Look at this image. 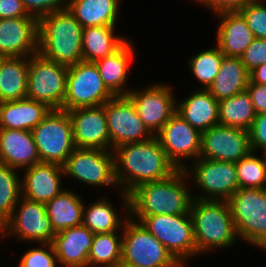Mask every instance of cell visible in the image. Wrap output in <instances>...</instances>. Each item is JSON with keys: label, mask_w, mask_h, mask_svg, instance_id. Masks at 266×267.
<instances>
[{"label": "cell", "mask_w": 266, "mask_h": 267, "mask_svg": "<svg viewBox=\"0 0 266 267\" xmlns=\"http://www.w3.org/2000/svg\"><path fill=\"white\" fill-rule=\"evenodd\" d=\"M76 148L110 150L104 104L67 111Z\"/></svg>", "instance_id": "18"}, {"label": "cell", "mask_w": 266, "mask_h": 267, "mask_svg": "<svg viewBox=\"0 0 266 267\" xmlns=\"http://www.w3.org/2000/svg\"><path fill=\"white\" fill-rule=\"evenodd\" d=\"M112 151L116 182L124 189L121 193L126 215H129V194L135 188L166 179L178 170L156 136L143 142L120 145Z\"/></svg>", "instance_id": "1"}, {"label": "cell", "mask_w": 266, "mask_h": 267, "mask_svg": "<svg viewBox=\"0 0 266 267\" xmlns=\"http://www.w3.org/2000/svg\"><path fill=\"white\" fill-rule=\"evenodd\" d=\"M249 81L250 72L241 58L224 56L219 72L207 90L220 101L246 91Z\"/></svg>", "instance_id": "27"}, {"label": "cell", "mask_w": 266, "mask_h": 267, "mask_svg": "<svg viewBox=\"0 0 266 267\" xmlns=\"http://www.w3.org/2000/svg\"><path fill=\"white\" fill-rule=\"evenodd\" d=\"M83 27L68 9L38 19V53L67 67L83 61Z\"/></svg>", "instance_id": "3"}, {"label": "cell", "mask_w": 266, "mask_h": 267, "mask_svg": "<svg viewBox=\"0 0 266 267\" xmlns=\"http://www.w3.org/2000/svg\"><path fill=\"white\" fill-rule=\"evenodd\" d=\"M196 1V0H195ZM215 14L222 11L239 10L242 6L253 0H197Z\"/></svg>", "instance_id": "45"}, {"label": "cell", "mask_w": 266, "mask_h": 267, "mask_svg": "<svg viewBox=\"0 0 266 267\" xmlns=\"http://www.w3.org/2000/svg\"><path fill=\"white\" fill-rule=\"evenodd\" d=\"M135 46L129 39L113 54L95 61L106 88L114 96H126L130 90L124 88L128 79L129 64L133 61Z\"/></svg>", "instance_id": "26"}, {"label": "cell", "mask_w": 266, "mask_h": 267, "mask_svg": "<svg viewBox=\"0 0 266 267\" xmlns=\"http://www.w3.org/2000/svg\"><path fill=\"white\" fill-rule=\"evenodd\" d=\"M262 0H253L238 11L244 16L254 38L266 39V4Z\"/></svg>", "instance_id": "38"}, {"label": "cell", "mask_w": 266, "mask_h": 267, "mask_svg": "<svg viewBox=\"0 0 266 267\" xmlns=\"http://www.w3.org/2000/svg\"><path fill=\"white\" fill-rule=\"evenodd\" d=\"M44 203L20 197L11 217L4 223L3 237L13 235L18 240L52 243L55 236Z\"/></svg>", "instance_id": "13"}, {"label": "cell", "mask_w": 266, "mask_h": 267, "mask_svg": "<svg viewBox=\"0 0 266 267\" xmlns=\"http://www.w3.org/2000/svg\"><path fill=\"white\" fill-rule=\"evenodd\" d=\"M104 109L111 151L120 145L143 142L154 136L127 96H114L104 104Z\"/></svg>", "instance_id": "14"}, {"label": "cell", "mask_w": 266, "mask_h": 267, "mask_svg": "<svg viewBox=\"0 0 266 267\" xmlns=\"http://www.w3.org/2000/svg\"><path fill=\"white\" fill-rule=\"evenodd\" d=\"M191 165L185 171L203 192L194 199L227 201L239 189L235 162L198 158Z\"/></svg>", "instance_id": "11"}, {"label": "cell", "mask_w": 266, "mask_h": 267, "mask_svg": "<svg viewBox=\"0 0 266 267\" xmlns=\"http://www.w3.org/2000/svg\"><path fill=\"white\" fill-rule=\"evenodd\" d=\"M115 26H92L83 28L82 55L83 61L95 62L117 51L128 38L116 36Z\"/></svg>", "instance_id": "30"}, {"label": "cell", "mask_w": 266, "mask_h": 267, "mask_svg": "<svg viewBox=\"0 0 266 267\" xmlns=\"http://www.w3.org/2000/svg\"><path fill=\"white\" fill-rule=\"evenodd\" d=\"M223 57L224 54L215 46L208 50H203L188 60L192 74L202 84L201 87L203 89H208L213 83L219 72Z\"/></svg>", "instance_id": "37"}, {"label": "cell", "mask_w": 266, "mask_h": 267, "mask_svg": "<svg viewBox=\"0 0 266 267\" xmlns=\"http://www.w3.org/2000/svg\"><path fill=\"white\" fill-rule=\"evenodd\" d=\"M51 111L45 103L29 98L0 103V129L31 131Z\"/></svg>", "instance_id": "25"}, {"label": "cell", "mask_w": 266, "mask_h": 267, "mask_svg": "<svg viewBox=\"0 0 266 267\" xmlns=\"http://www.w3.org/2000/svg\"><path fill=\"white\" fill-rule=\"evenodd\" d=\"M116 232L94 235L88 257V267H120L122 238Z\"/></svg>", "instance_id": "34"}, {"label": "cell", "mask_w": 266, "mask_h": 267, "mask_svg": "<svg viewBox=\"0 0 266 267\" xmlns=\"http://www.w3.org/2000/svg\"><path fill=\"white\" fill-rule=\"evenodd\" d=\"M252 150L261 149L266 152V113H260L255 116L252 127L249 130Z\"/></svg>", "instance_id": "42"}, {"label": "cell", "mask_w": 266, "mask_h": 267, "mask_svg": "<svg viewBox=\"0 0 266 267\" xmlns=\"http://www.w3.org/2000/svg\"><path fill=\"white\" fill-rule=\"evenodd\" d=\"M240 58L249 72L266 63V39L254 38Z\"/></svg>", "instance_id": "41"}, {"label": "cell", "mask_w": 266, "mask_h": 267, "mask_svg": "<svg viewBox=\"0 0 266 267\" xmlns=\"http://www.w3.org/2000/svg\"><path fill=\"white\" fill-rule=\"evenodd\" d=\"M4 58H5V56L0 55V66H1V64H2V62H3V60H4Z\"/></svg>", "instance_id": "48"}, {"label": "cell", "mask_w": 266, "mask_h": 267, "mask_svg": "<svg viewBox=\"0 0 266 267\" xmlns=\"http://www.w3.org/2000/svg\"><path fill=\"white\" fill-rule=\"evenodd\" d=\"M29 15L39 19L53 12L68 8V0H21Z\"/></svg>", "instance_id": "40"}, {"label": "cell", "mask_w": 266, "mask_h": 267, "mask_svg": "<svg viewBox=\"0 0 266 267\" xmlns=\"http://www.w3.org/2000/svg\"><path fill=\"white\" fill-rule=\"evenodd\" d=\"M246 90L251 96L256 115L266 113V85L256 84L250 80Z\"/></svg>", "instance_id": "43"}, {"label": "cell", "mask_w": 266, "mask_h": 267, "mask_svg": "<svg viewBox=\"0 0 266 267\" xmlns=\"http://www.w3.org/2000/svg\"><path fill=\"white\" fill-rule=\"evenodd\" d=\"M68 67L36 53L29 57L27 98L63 109Z\"/></svg>", "instance_id": "9"}, {"label": "cell", "mask_w": 266, "mask_h": 267, "mask_svg": "<svg viewBox=\"0 0 266 267\" xmlns=\"http://www.w3.org/2000/svg\"><path fill=\"white\" fill-rule=\"evenodd\" d=\"M187 177L185 170L178 169L166 179L135 188L129 194V216L139 222L151 215L190 214L194 196L186 185Z\"/></svg>", "instance_id": "2"}, {"label": "cell", "mask_w": 266, "mask_h": 267, "mask_svg": "<svg viewBox=\"0 0 266 267\" xmlns=\"http://www.w3.org/2000/svg\"><path fill=\"white\" fill-rule=\"evenodd\" d=\"M16 168L0 163V221L4 224L12 215L21 197V178Z\"/></svg>", "instance_id": "35"}, {"label": "cell", "mask_w": 266, "mask_h": 267, "mask_svg": "<svg viewBox=\"0 0 266 267\" xmlns=\"http://www.w3.org/2000/svg\"><path fill=\"white\" fill-rule=\"evenodd\" d=\"M248 130L216 125L201 133L199 158L238 162L252 152Z\"/></svg>", "instance_id": "16"}, {"label": "cell", "mask_w": 266, "mask_h": 267, "mask_svg": "<svg viewBox=\"0 0 266 267\" xmlns=\"http://www.w3.org/2000/svg\"><path fill=\"white\" fill-rule=\"evenodd\" d=\"M119 0H68V9L83 28L116 26Z\"/></svg>", "instance_id": "29"}, {"label": "cell", "mask_w": 266, "mask_h": 267, "mask_svg": "<svg viewBox=\"0 0 266 267\" xmlns=\"http://www.w3.org/2000/svg\"><path fill=\"white\" fill-rule=\"evenodd\" d=\"M177 169H186L183 159L196 161L201 152V133L175 112L155 135Z\"/></svg>", "instance_id": "17"}, {"label": "cell", "mask_w": 266, "mask_h": 267, "mask_svg": "<svg viewBox=\"0 0 266 267\" xmlns=\"http://www.w3.org/2000/svg\"><path fill=\"white\" fill-rule=\"evenodd\" d=\"M45 207L55 233L82 225L84 202L73 191L62 190Z\"/></svg>", "instance_id": "28"}, {"label": "cell", "mask_w": 266, "mask_h": 267, "mask_svg": "<svg viewBox=\"0 0 266 267\" xmlns=\"http://www.w3.org/2000/svg\"><path fill=\"white\" fill-rule=\"evenodd\" d=\"M41 246L28 250L20 259L18 266L57 267L58 259L52 243H41Z\"/></svg>", "instance_id": "39"}, {"label": "cell", "mask_w": 266, "mask_h": 267, "mask_svg": "<svg viewBox=\"0 0 266 267\" xmlns=\"http://www.w3.org/2000/svg\"><path fill=\"white\" fill-rule=\"evenodd\" d=\"M118 216L114 205L104 197L91 203L84 204L82 225L88 227L94 234L120 231L126 221ZM124 221V222H123Z\"/></svg>", "instance_id": "33"}, {"label": "cell", "mask_w": 266, "mask_h": 267, "mask_svg": "<svg viewBox=\"0 0 266 267\" xmlns=\"http://www.w3.org/2000/svg\"><path fill=\"white\" fill-rule=\"evenodd\" d=\"M135 106L139 118L155 136L177 110L171 87L157 83L143 91L130 90L126 95Z\"/></svg>", "instance_id": "15"}, {"label": "cell", "mask_w": 266, "mask_h": 267, "mask_svg": "<svg viewBox=\"0 0 266 267\" xmlns=\"http://www.w3.org/2000/svg\"><path fill=\"white\" fill-rule=\"evenodd\" d=\"M190 215L197 254L235 245L238 236L226 200L193 199Z\"/></svg>", "instance_id": "4"}, {"label": "cell", "mask_w": 266, "mask_h": 267, "mask_svg": "<svg viewBox=\"0 0 266 267\" xmlns=\"http://www.w3.org/2000/svg\"><path fill=\"white\" fill-rule=\"evenodd\" d=\"M31 131L0 129V163L18 170L39 163Z\"/></svg>", "instance_id": "23"}, {"label": "cell", "mask_w": 266, "mask_h": 267, "mask_svg": "<svg viewBox=\"0 0 266 267\" xmlns=\"http://www.w3.org/2000/svg\"><path fill=\"white\" fill-rule=\"evenodd\" d=\"M250 80L256 84L266 85V63L250 72Z\"/></svg>", "instance_id": "46"}, {"label": "cell", "mask_w": 266, "mask_h": 267, "mask_svg": "<svg viewBox=\"0 0 266 267\" xmlns=\"http://www.w3.org/2000/svg\"><path fill=\"white\" fill-rule=\"evenodd\" d=\"M126 217L120 267H183L140 222Z\"/></svg>", "instance_id": "5"}, {"label": "cell", "mask_w": 266, "mask_h": 267, "mask_svg": "<svg viewBox=\"0 0 266 267\" xmlns=\"http://www.w3.org/2000/svg\"><path fill=\"white\" fill-rule=\"evenodd\" d=\"M94 233L84 225L67 228L55 234L52 245L58 264L65 267H88Z\"/></svg>", "instance_id": "21"}, {"label": "cell", "mask_w": 266, "mask_h": 267, "mask_svg": "<svg viewBox=\"0 0 266 267\" xmlns=\"http://www.w3.org/2000/svg\"><path fill=\"white\" fill-rule=\"evenodd\" d=\"M36 53H38L36 17L0 19V55L30 57Z\"/></svg>", "instance_id": "19"}, {"label": "cell", "mask_w": 266, "mask_h": 267, "mask_svg": "<svg viewBox=\"0 0 266 267\" xmlns=\"http://www.w3.org/2000/svg\"><path fill=\"white\" fill-rule=\"evenodd\" d=\"M34 17L24 9L21 0H0V19Z\"/></svg>", "instance_id": "44"}, {"label": "cell", "mask_w": 266, "mask_h": 267, "mask_svg": "<svg viewBox=\"0 0 266 267\" xmlns=\"http://www.w3.org/2000/svg\"><path fill=\"white\" fill-rule=\"evenodd\" d=\"M64 174L88 185L118 186L111 150L76 148L63 165Z\"/></svg>", "instance_id": "12"}, {"label": "cell", "mask_w": 266, "mask_h": 267, "mask_svg": "<svg viewBox=\"0 0 266 267\" xmlns=\"http://www.w3.org/2000/svg\"><path fill=\"white\" fill-rule=\"evenodd\" d=\"M176 112L200 133L219 124V101L207 89H198L177 104Z\"/></svg>", "instance_id": "24"}, {"label": "cell", "mask_w": 266, "mask_h": 267, "mask_svg": "<svg viewBox=\"0 0 266 267\" xmlns=\"http://www.w3.org/2000/svg\"><path fill=\"white\" fill-rule=\"evenodd\" d=\"M263 155L260 158L252 151L235 162L239 188H266V154Z\"/></svg>", "instance_id": "36"}, {"label": "cell", "mask_w": 266, "mask_h": 267, "mask_svg": "<svg viewBox=\"0 0 266 267\" xmlns=\"http://www.w3.org/2000/svg\"><path fill=\"white\" fill-rule=\"evenodd\" d=\"M3 230H4V224L0 221V235L2 234L1 237H3Z\"/></svg>", "instance_id": "47"}, {"label": "cell", "mask_w": 266, "mask_h": 267, "mask_svg": "<svg viewBox=\"0 0 266 267\" xmlns=\"http://www.w3.org/2000/svg\"><path fill=\"white\" fill-rule=\"evenodd\" d=\"M24 170L21 178L22 197L46 204L64 190L61 185V177L64 175L62 165L39 162Z\"/></svg>", "instance_id": "20"}, {"label": "cell", "mask_w": 266, "mask_h": 267, "mask_svg": "<svg viewBox=\"0 0 266 267\" xmlns=\"http://www.w3.org/2000/svg\"><path fill=\"white\" fill-rule=\"evenodd\" d=\"M29 57H5L0 66V103L27 97Z\"/></svg>", "instance_id": "31"}, {"label": "cell", "mask_w": 266, "mask_h": 267, "mask_svg": "<svg viewBox=\"0 0 266 267\" xmlns=\"http://www.w3.org/2000/svg\"><path fill=\"white\" fill-rule=\"evenodd\" d=\"M182 265L197 255L193 221L190 214L151 215L139 221Z\"/></svg>", "instance_id": "8"}, {"label": "cell", "mask_w": 266, "mask_h": 267, "mask_svg": "<svg viewBox=\"0 0 266 267\" xmlns=\"http://www.w3.org/2000/svg\"><path fill=\"white\" fill-rule=\"evenodd\" d=\"M31 133L41 162L63 166L76 149L72 122L66 110L51 109Z\"/></svg>", "instance_id": "7"}, {"label": "cell", "mask_w": 266, "mask_h": 267, "mask_svg": "<svg viewBox=\"0 0 266 267\" xmlns=\"http://www.w3.org/2000/svg\"><path fill=\"white\" fill-rule=\"evenodd\" d=\"M216 14L221 21L216 32V46L224 56L241 57L254 39L244 16L238 10Z\"/></svg>", "instance_id": "22"}, {"label": "cell", "mask_w": 266, "mask_h": 267, "mask_svg": "<svg viewBox=\"0 0 266 267\" xmlns=\"http://www.w3.org/2000/svg\"><path fill=\"white\" fill-rule=\"evenodd\" d=\"M113 97L94 62L82 61L68 67L63 110L100 106Z\"/></svg>", "instance_id": "10"}, {"label": "cell", "mask_w": 266, "mask_h": 267, "mask_svg": "<svg viewBox=\"0 0 266 267\" xmlns=\"http://www.w3.org/2000/svg\"><path fill=\"white\" fill-rule=\"evenodd\" d=\"M227 202L237 236L266 250V188H239Z\"/></svg>", "instance_id": "6"}, {"label": "cell", "mask_w": 266, "mask_h": 267, "mask_svg": "<svg viewBox=\"0 0 266 267\" xmlns=\"http://www.w3.org/2000/svg\"><path fill=\"white\" fill-rule=\"evenodd\" d=\"M256 113L246 91L219 101V125L250 130Z\"/></svg>", "instance_id": "32"}]
</instances>
